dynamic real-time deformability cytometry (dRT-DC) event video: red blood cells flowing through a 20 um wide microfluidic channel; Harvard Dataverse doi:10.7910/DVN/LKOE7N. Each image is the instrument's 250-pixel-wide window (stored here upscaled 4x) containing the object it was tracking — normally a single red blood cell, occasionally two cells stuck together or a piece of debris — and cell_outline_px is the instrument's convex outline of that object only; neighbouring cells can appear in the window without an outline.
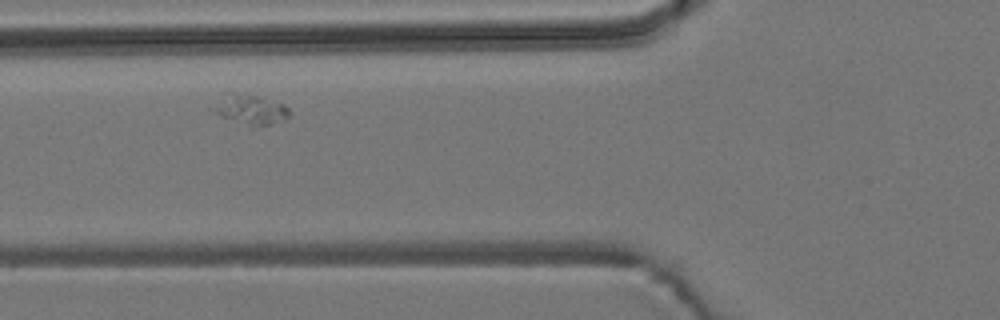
{"species": "common noctule bat (a hibernating species)", "species_latin": "Nyctalus noctula", "temperature_condition": "room temperature", "stored_images_in_passage": 7, "segment_of_instrument_passage": [2, 2], "camera_frame_rate_fps": 3000, "um_per_image_px": 0.085, "animal": {"sex": "male", "body_mass_g": 19.2, "forearm_length_mm": 51.8}, "frame": {"image": 1, "passage_image": 6, "time_ms": 7.333, "image_size_px": [1000, 320], "cell_outline_px": [[288, 120], [252, 128], [220, 116], [212, 112], [208, 108], [236, 96], [260, 96], [284, 104], [288, 108]], "centroid_in_image_um": [21.4, 9.42], "position_along_channel_um": 104.4, "area_um2": 12.54}}
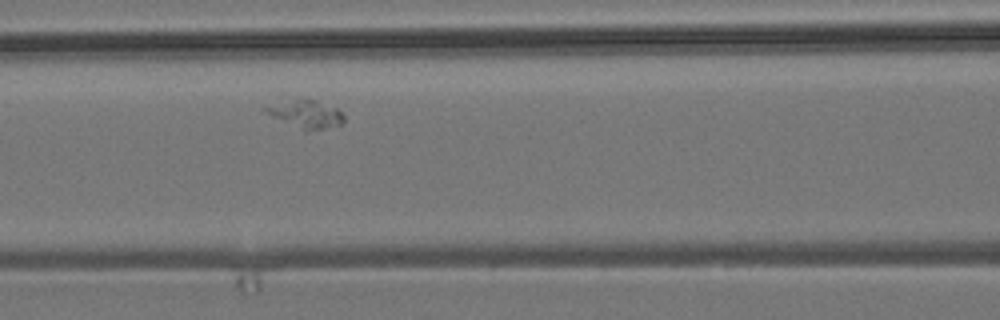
{"frame": {"image": 2, "passage_image": 7, "time_ms": 8.333, "image_size_px": [1000, 320], "cell_outline_px": [[344, 120], [340, 124], [308, 132], [304, 132], [268, 112], [264, 108], [300, 96], [316, 100], [336, 108], [344, 116]], "centroid_in_image_um": [26.07, 9.68], "position_along_channel_um": 140.5, "area_um2": 12.48}}